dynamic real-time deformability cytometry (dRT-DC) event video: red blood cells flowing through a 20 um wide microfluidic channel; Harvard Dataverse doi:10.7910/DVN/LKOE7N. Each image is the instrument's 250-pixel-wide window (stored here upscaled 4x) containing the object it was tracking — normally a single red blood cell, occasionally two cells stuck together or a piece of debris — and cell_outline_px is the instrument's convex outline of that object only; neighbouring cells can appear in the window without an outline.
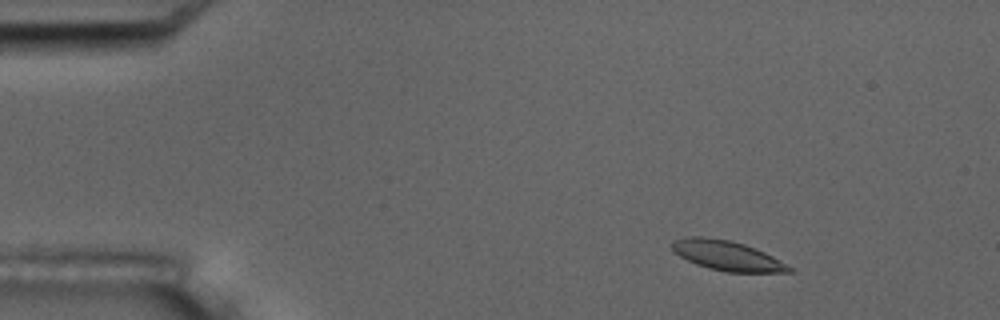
{"species": "common noctule bat (a hibernating species)", "species_latin": "Nyctalus noctula", "temperature_condition": "room temperature", "stored_images_in_passage": 8, "camera_frame_rate_fps": 3000, "um_per_image_px": 0.085, "animal": {"sex": "male", "body_mass_g": 17.5, "forearm_length_mm": 52.3}, "frame": {"image": 1, "passage_image": 2, "time_ms": 1.333, "image_size_px": [1000, 320], "cell_outline_px": [[796, 272], [728, 272], [708, 268], [696, 264], [680, 256], [672, 248], [672, 240], [688, 236], [704, 236], [728, 240], [744, 244], [756, 248], [772, 256], [792, 268]], "centroid_in_image_um": [61.79, 21.72], "position_along_channel_um": 23.2, "area_um2": 20.17}}
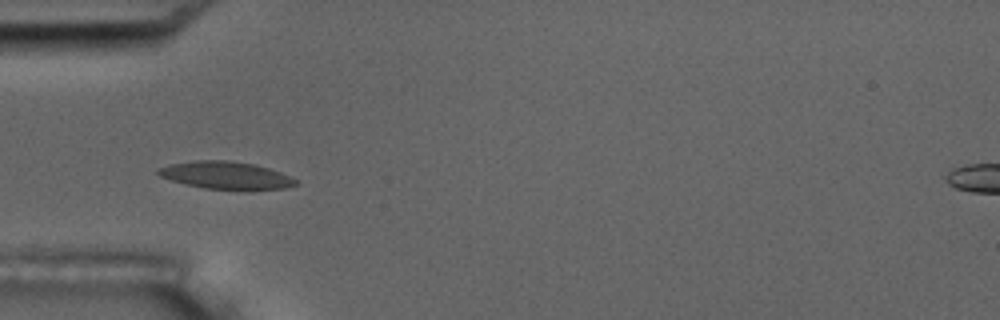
{"frame": {"image": 2, "passage_image": 5, "time_ms": 4.667, "image_size_px": [1000, 320], "cell_outline_px": [[300, 184], [284, 188], [248, 192], [204, 188], [184, 184], [160, 176], [156, 172], [156, 168], [168, 164], [196, 160], [228, 160], [256, 164], [280, 172], [296, 180]], "centroid_in_image_um": [19.22, 14.93], "position_along_channel_um": 65.8, "area_um2": 22.77}}
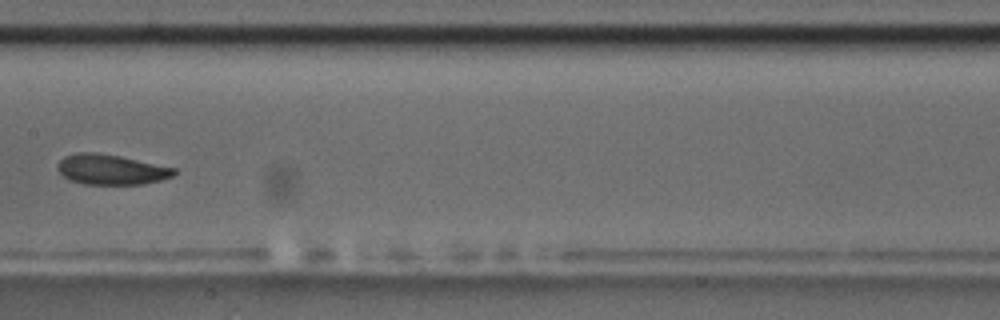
{"frame": {"image": 3, "passage_image": 8, "time_ms": 8.333, "image_size_px": [1000, 320], "cell_outline_px": [[176, 172], [172, 176], [160, 180], [144, 184], [84, 184], [68, 180], [56, 168], [56, 164], [64, 156], [76, 152], [96, 152], [120, 156], [176, 168]], "centroid_in_image_um": [9.4, 14.4], "position_along_channel_um": 198.0, "area_um2": 20.58}}